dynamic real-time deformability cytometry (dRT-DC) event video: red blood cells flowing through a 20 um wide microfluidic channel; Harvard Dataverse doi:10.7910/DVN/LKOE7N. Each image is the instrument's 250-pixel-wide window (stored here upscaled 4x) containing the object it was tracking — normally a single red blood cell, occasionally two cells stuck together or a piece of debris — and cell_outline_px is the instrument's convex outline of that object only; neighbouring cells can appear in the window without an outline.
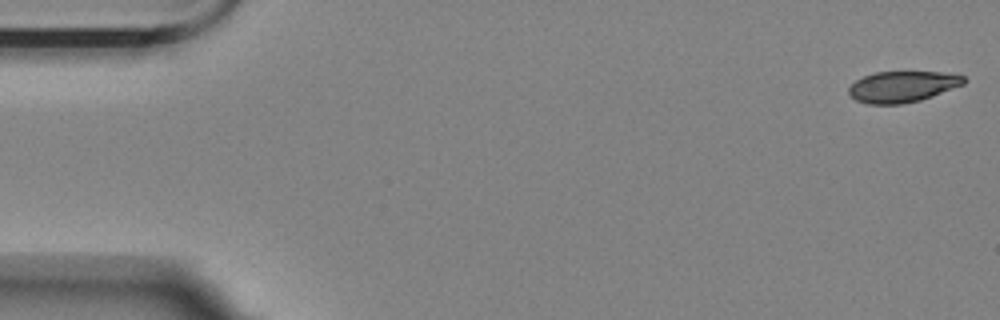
{"species": "Egyptian fruit bat (a non-hibernating species)", "species_latin": "Rousettus aegyptiacus", "temperature_condition": "room temperature", "stored_images_in_passage": 57, "camera_frame_rate_fps": 3000, "um_per_image_px": 0.085, "animal": {"sex": "female"}, "frame": {"image": 1, "passage_image": 1, "time_ms": 0.0, "image_size_px": [1000, 320], "cell_outline_px": [[964, 84], [932, 96], [920, 100], [900, 104], [868, 104], [856, 100], [848, 92], [848, 88], [856, 80], [864, 76], [876, 72], [940, 72], [964, 76]], "centroid_in_image_um": [76.68, 7.37], "position_along_channel_um": 8.3, "area_um2": 20.58}}
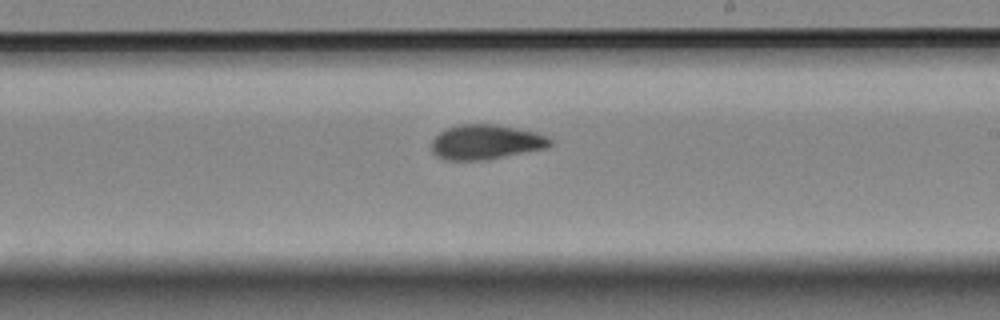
{"frame": {"image": 2, "passage_image": 33, "time_ms": 10.667, "image_size_px": [1000, 320], "cell_outline_px": [[552, 144], [544, 148], [488, 160], [444, 160], [436, 156], [432, 152], [432, 140], [440, 132], [448, 128], [460, 124], [496, 124], [536, 132], [552, 140]], "centroid_in_image_um": [41.27, 12.08], "position_along_channel_um": 247.7, "area_um2": 23.93}}
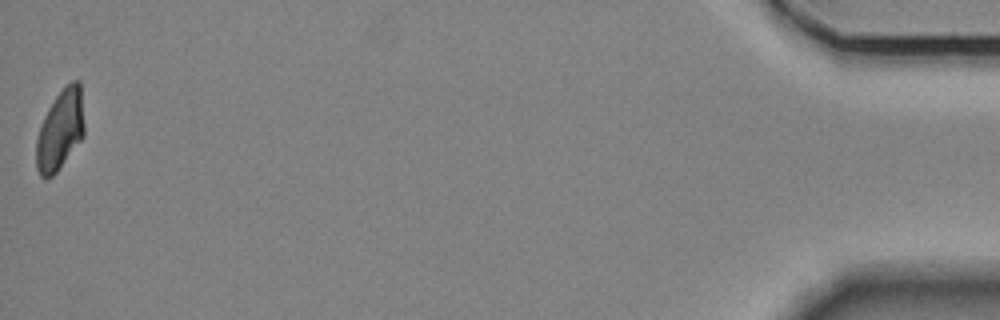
{"frame": {"image": 3, "passage_image": 57, "time_ms": 18.667, "image_size_px": [1000, 320], "cell_outline_px": [[84, 136], [56, 172], [52, 176], [44, 180], [40, 176], [36, 168], [36, 140], [40, 124], [48, 108], [56, 96], [72, 80], [80, 80], [84, 124]], "centroid_in_image_um": [5.1, 11.06], "position_along_channel_um": 430.1, "area_um2": 22.43}, "authors_computed_cell_mechanics": {"area_um2": 23.4668, "velocity_mm_per_s": 3.46, "shape_relaxation_time_tau1_ms": 5.9335, "shape_relaxation_time_tau2_ms": 2.3636, "deformation_change_tau1": 0.1796, "deformation_change_tau2": 0.0622}}